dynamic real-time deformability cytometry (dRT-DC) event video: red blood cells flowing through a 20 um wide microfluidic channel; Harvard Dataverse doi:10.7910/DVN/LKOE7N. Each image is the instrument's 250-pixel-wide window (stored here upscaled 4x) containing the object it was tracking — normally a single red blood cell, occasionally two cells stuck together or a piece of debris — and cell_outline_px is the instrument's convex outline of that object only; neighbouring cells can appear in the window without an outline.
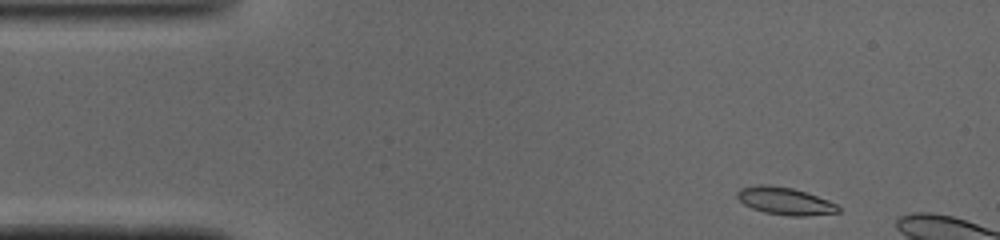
{"species": "common noctule bat (a hibernating species)", "species_latin": "Nyctalus noctula", "temperature_condition": "cold", "stored_images_in_passage": 6, "camera_frame_rate_fps": 3000, "um_per_image_px": 0.085, "animal": {"sex": "male", "body_mass_g": 19.0, "forearm_length_mm": 50.8}, "frame": {"image": 1, "passage_image": 1, "time_ms": 0.0, "image_size_px": [1000, 240], "cell_outline_px": [[840, 212], [804, 216], [788, 216], [764, 212], [752, 208], [744, 204], [736, 196], [736, 192], [740, 188], [760, 184], [768, 184], [792, 188], [828, 200], [836, 204], [840, 208]], "centroid_in_image_um": [66.7, 17.08], "position_along_channel_um": 18.3, "area_um2": 16.07}}